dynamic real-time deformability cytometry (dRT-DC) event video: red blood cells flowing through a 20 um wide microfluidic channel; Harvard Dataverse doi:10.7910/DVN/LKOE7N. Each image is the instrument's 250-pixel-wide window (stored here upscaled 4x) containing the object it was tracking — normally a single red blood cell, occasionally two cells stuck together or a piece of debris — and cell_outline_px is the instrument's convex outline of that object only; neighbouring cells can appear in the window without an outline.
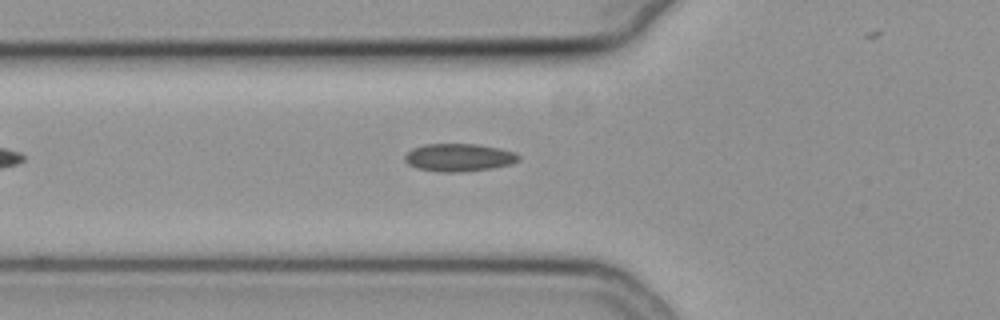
{"species": "common noctule bat (a hibernating species)", "species_latin": "Nyctalus noctula", "temperature_condition": "cold", "stored_images_in_passage": 36, "camera_frame_rate_fps": 3000, "um_per_image_px": 0.085, "animal": {"sex": "female", "body_mass_g": 19.3, "forearm_length_mm": 54.1}, "frame": {"image": 1, "passage_image": 7, "time_ms": 2.0, "image_size_px": [1000, 320], "cell_outline_px": [[520, 160], [512, 164], [492, 168], [460, 172], [436, 172], [416, 168], [408, 164], [404, 160], [404, 156], [412, 148], [424, 144], [476, 144], [500, 148], [516, 152], [520, 156]], "centroid_in_image_um": [39.01, 13.39], "position_along_channel_um": 86.8, "area_um2": 18.67}}
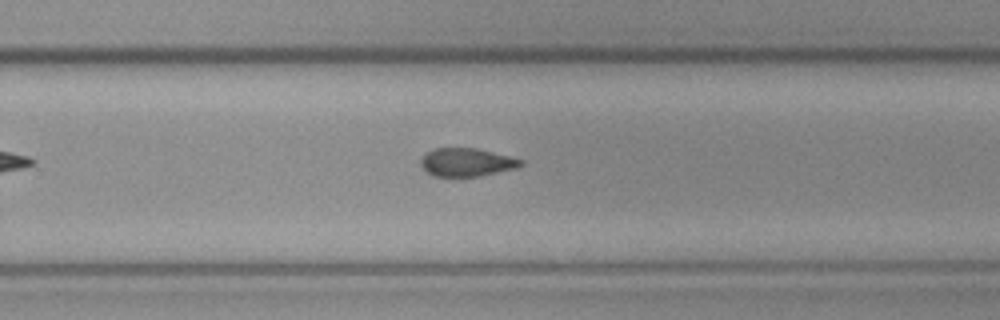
{"frame": {"image": 2, "passage_image": 23, "time_ms": 7.333, "image_size_px": [1000, 320], "cell_outline_px": [[524, 164], [516, 168], [480, 176], [432, 176], [420, 164], [420, 160], [432, 148], [476, 148], [524, 160]], "centroid_in_image_um": [39.67, 13.79], "position_along_channel_um": 290.1, "area_um2": 16.3}}
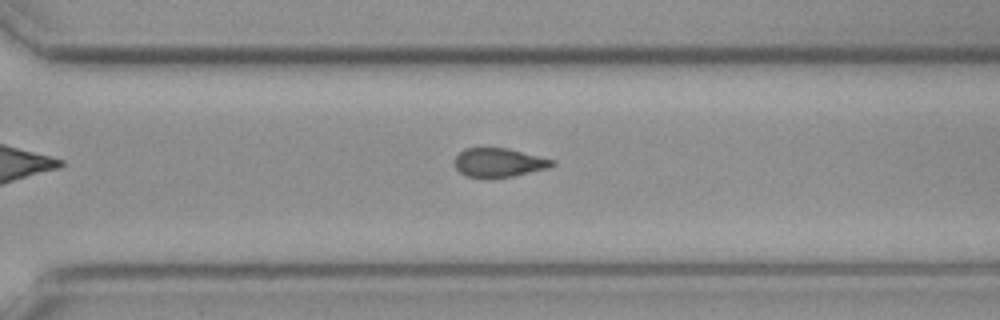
{"frame": {"image": 3, "passage_image": 26, "time_ms": 8.333, "image_size_px": [1000, 320], "cell_outline_px": [[556, 164], [548, 168], [512, 176], [488, 180], [464, 176], [456, 168], [456, 156], [464, 148], [508, 148], [556, 160]], "centroid_in_image_um": [42.41, 13.84], "position_along_channel_um": 328.2, "area_um2": 16.76}, "authors_computed_cell_mechanics": {"area_um2": 17.8024, "velocity_mm_per_s": 3.8096, "shape_relaxation_time_tau1_ms": null, "shape_relaxation_time_tau2_ms": 6.3471, "deformation_change_tau1": null, "deformation_change_tau2": 0.0915}}